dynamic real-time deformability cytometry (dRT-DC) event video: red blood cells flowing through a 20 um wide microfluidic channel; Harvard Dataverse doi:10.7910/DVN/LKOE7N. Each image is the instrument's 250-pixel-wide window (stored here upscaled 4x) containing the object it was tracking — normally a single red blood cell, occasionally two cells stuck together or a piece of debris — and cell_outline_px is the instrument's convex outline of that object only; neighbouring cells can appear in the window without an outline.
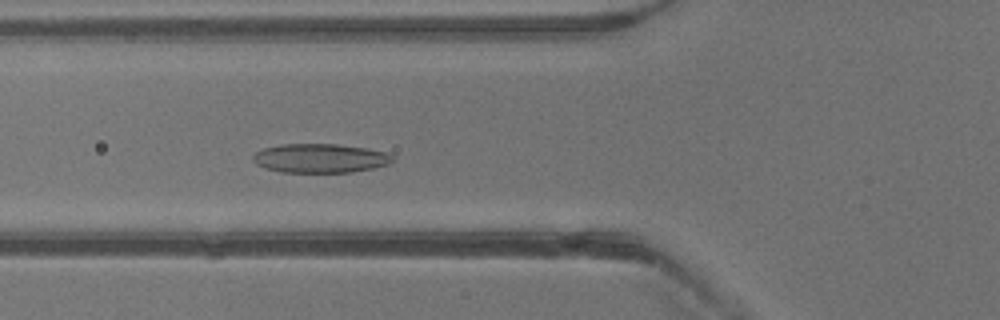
{"species": "common noctule bat (a hibernating species)", "species_latin": "Nyctalus noctula", "temperature_condition": "warm", "stored_images_in_passage": 23, "camera_frame_rate_fps": 3000, "um_per_image_px": 0.085, "animal": {"sex": "male", "body_mass_g": 13.3}, "frame": {"image": 1, "passage_image": 8, "time_ms": 2.333, "image_size_px": [1000, 320], "cell_outline_px": [[396, 156], [388, 164], [372, 168], [352, 172], [280, 172], [264, 168], [256, 164], [252, 160], [252, 156], [256, 152], [264, 148], [280, 144], [336, 144], [368, 148], [388, 152]], "centroid_in_image_um": [27.22, 13.44], "position_along_channel_um": 98.6, "area_um2": 23.81}}
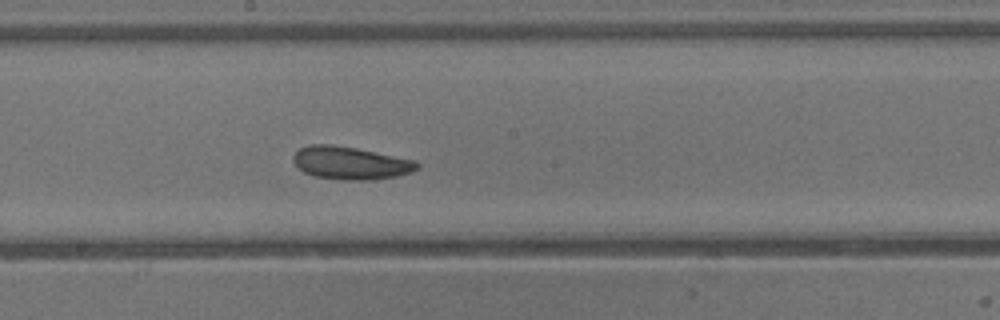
{"frame": {"image": 2, "passage_image": 15, "time_ms": 4.667, "image_size_px": [1000, 320], "cell_outline_px": [[420, 168], [412, 172], [396, 176], [368, 180], [344, 180], [316, 176], [304, 172], [292, 160], [292, 156], [300, 148], [308, 144], [332, 144], [356, 148], [416, 160], [420, 164]], "centroid_in_image_um": [29.81, 13.84], "position_along_channel_um": 218.4, "area_um2": 23.7}}
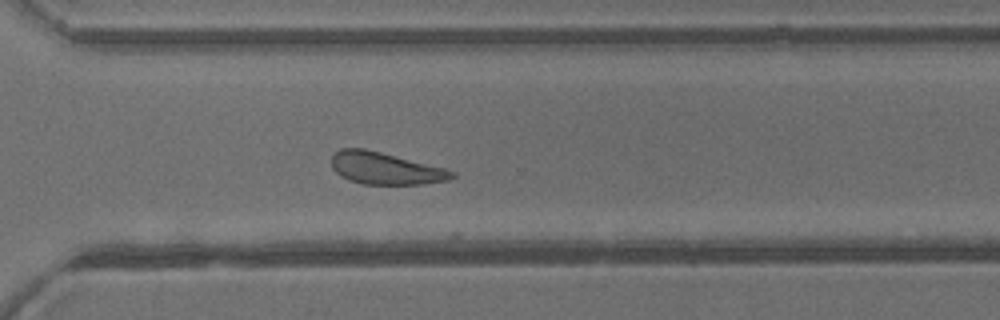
{"frame": {"image": 3, "passage_image": 22, "time_ms": 7.0, "image_size_px": [1000, 320], "cell_outline_px": [[456, 176], [448, 180], [424, 184], [360, 184], [348, 180], [340, 176], [332, 168], [332, 156], [340, 148], [364, 148], [444, 168], [456, 172]], "centroid_in_image_um": [32.73, 14.32], "position_along_channel_um": 337.9, "area_um2": 22.43}}